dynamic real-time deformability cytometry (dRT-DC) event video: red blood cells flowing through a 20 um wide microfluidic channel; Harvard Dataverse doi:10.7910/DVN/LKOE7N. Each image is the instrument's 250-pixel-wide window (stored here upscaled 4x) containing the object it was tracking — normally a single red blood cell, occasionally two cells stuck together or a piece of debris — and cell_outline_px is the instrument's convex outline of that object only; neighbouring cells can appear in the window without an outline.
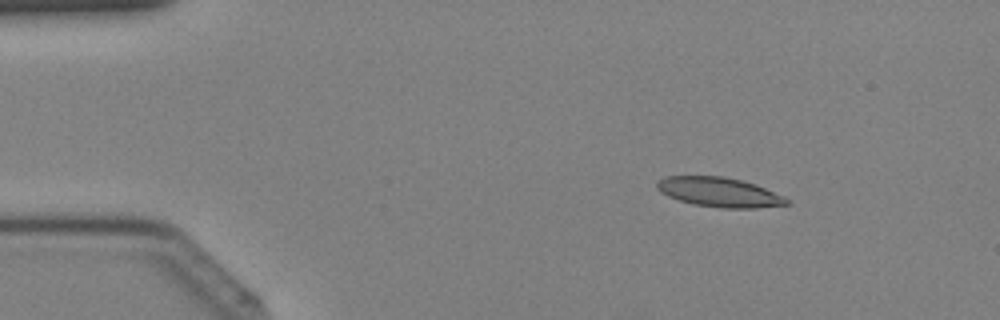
{"species": "Egyptian fruit bat (a non-hibernating species)", "species_latin": "Rousettus aegyptiacus", "temperature_condition": "cold", "stored_images_in_passage": 41, "camera_frame_rate_fps": 3000, "um_per_image_px": 0.085, "animal": {"sex": "female"}, "frame": {"image": 1, "passage_image": 6, "time_ms": 1.667, "image_size_px": [1000, 320], "cell_outline_px": [[792, 204], [756, 208], [724, 208], [696, 204], [680, 200], [668, 196], [660, 192], [656, 188], [656, 184], [664, 176], [724, 176], [756, 184], [784, 196], [792, 200]], "centroid_in_image_um": [61.19, 16.33], "position_along_channel_um": 23.8, "area_um2": 22.37}}
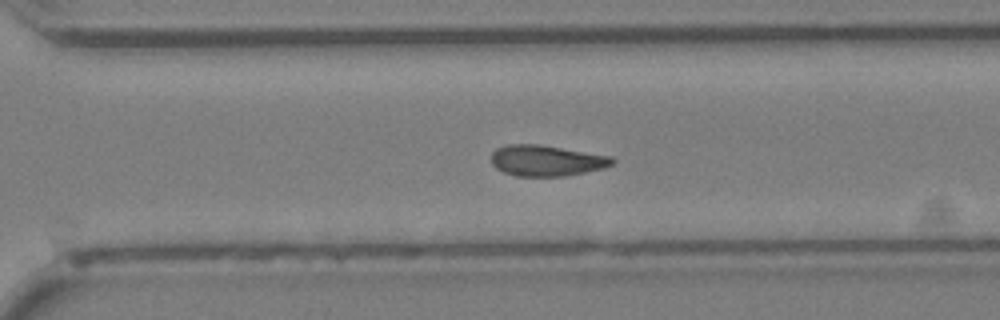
{"frame": {"image": 2, "passage_image": 29, "time_ms": 9.333, "image_size_px": [1000, 320], "cell_outline_px": [[616, 160], [612, 164], [604, 168], [564, 176], [516, 176], [504, 172], [496, 168], [492, 164], [492, 152], [496, 148], [508, 144], [540, 144], [612, 156]], "centroid_in_image_um": [46.45, 13.64], "position_along_channel_um": 324.1, "area_um2": 21.85}}
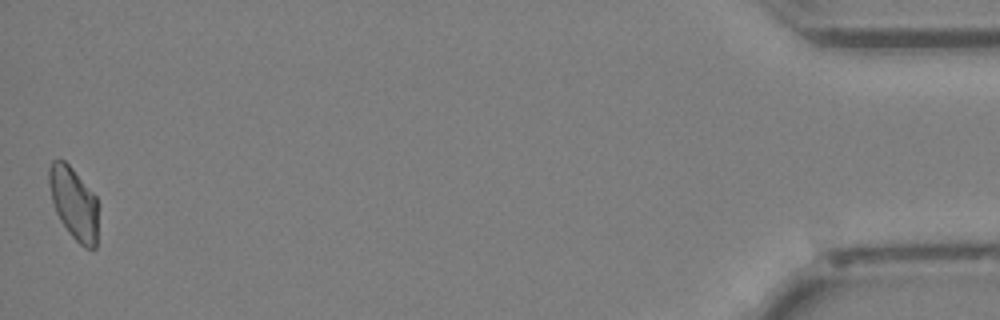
{"frame": {"image": 3, "passage_image": 41, "time_ms": 13.333, "image_size_px": [1000, 320], "cell_outline_px": [[96, 248], [92, 252], [84, 248], [68, 232], [60, 220], [56, 212], [52, 200], [48, 184], [48, 168], [52, 160], [64, 160], [72, 168], [96, 196]], "centroid_in_image_um": [6.25, 17.28], "position_along_channel_um": 429.0, "area_um2": 20.58}}